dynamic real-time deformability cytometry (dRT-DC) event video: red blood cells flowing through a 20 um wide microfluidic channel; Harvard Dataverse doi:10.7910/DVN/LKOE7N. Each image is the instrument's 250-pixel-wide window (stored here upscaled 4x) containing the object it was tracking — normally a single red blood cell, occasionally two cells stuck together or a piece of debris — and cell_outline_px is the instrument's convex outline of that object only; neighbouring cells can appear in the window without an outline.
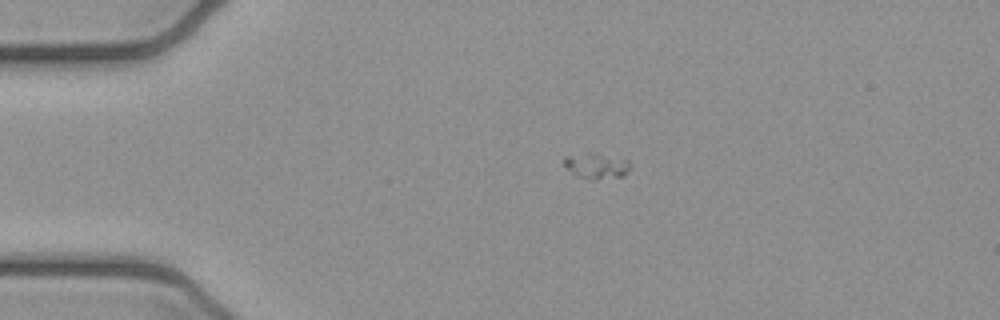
{"species": "common noctule bat (a hibernating species)", "species_latin": "Nyctalus noctula", "temperature_condition": "cold", "stored_images_in_passage": 3, "camera_frame_rate_fps": 3000, "um_per_image_px": 0.085, "animal": {"sex": "female", "body_mass_g": 21.9}, "frame": {"image": 1, "passage_image": 2, "time_ms": 0.333, "image_size_px": [1000, 320], "cell_outline_px": [[632, 168], [624, 176], [596, 180], [576, 176], [564, 164], [564, 156], [588, 152], [596, 152], [628, 160], [632, 164]], "centroid_in_image_um": [50.75, 14.08], "position_along_channel_um": 34.2, "area_um2": 10.17}}